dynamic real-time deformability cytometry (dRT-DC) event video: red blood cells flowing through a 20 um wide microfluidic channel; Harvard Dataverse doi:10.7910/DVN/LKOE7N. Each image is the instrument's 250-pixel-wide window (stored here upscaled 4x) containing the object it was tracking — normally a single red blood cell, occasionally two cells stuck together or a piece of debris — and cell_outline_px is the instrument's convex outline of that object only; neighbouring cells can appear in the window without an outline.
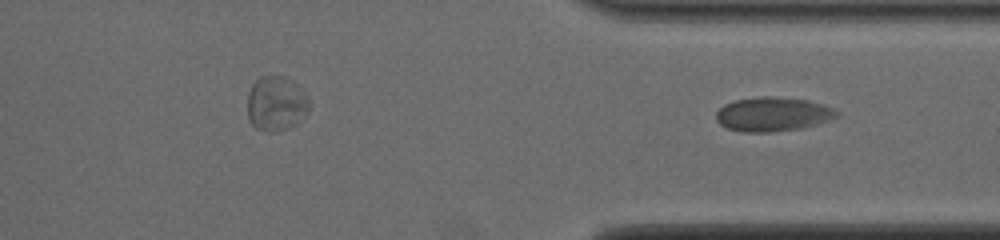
{"species": "common noctule bat (a hibernating species)", "species_latin": "Nyctalus noctula", "temperature_condition": "cold", "stored_images_in_passage": 36, "segment_of_instrument_passage": [2, 2], "camera_frame_rate_fps": 3000, "um_per_image_px": 0.085, "animal": {"sex": "male", "body_mass_g": 19.0, "forearm_length_mm": 50.8}, "frame": {"image": 1, "passage_image": 36, "time_ms": 11.667, "image_size_px": [1000, 240], "cell_outline_px": [[836, 116], [828, 120], [816, 124], [800, 128], [768, 132], [740, 132], [728, 128], [720, 124], [716, 120], [716, 112], [724, 104], [736, 100], [760, 96], [772, 96], [808, 100], [832, 108], [836, 112]], "centroid_in_image_um": [65.62, 9.7], "position_along_channel_um": 345.8, "area_um2": 23.7}}